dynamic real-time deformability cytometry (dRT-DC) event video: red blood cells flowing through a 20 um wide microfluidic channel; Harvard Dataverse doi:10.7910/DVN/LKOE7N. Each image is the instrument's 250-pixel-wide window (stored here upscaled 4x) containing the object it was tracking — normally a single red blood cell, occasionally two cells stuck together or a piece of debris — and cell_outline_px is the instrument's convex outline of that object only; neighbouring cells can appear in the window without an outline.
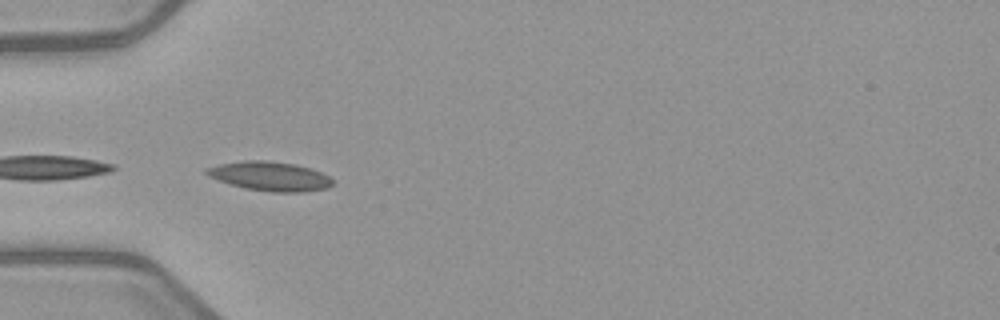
{"species": "common noctule bat (a hibernating species)", "species_latin": "Nyctalus noctula", "temperature_condition": "warm", "stored_images_in_passage": 2, "camera_frame_rate_fps": 3000, "um_per_image_px": 0.085, "animal": {"sex": "female", "body_mass_g": 21.9}, "frame": {"image": 1, "passage_image": 2, "time_ms": 1.333, "image_size_px": [1000, 320], "cell_outline_px": [[332, 184], [328, 188], [304, 192], [272, 192], [244, 188], [208, 176], [204, 172], [204, 168], [220, 164], [244, 160], [268, 160], [296, 164], [312, 168], [328, 176], [332, 180]], "centroid_in_image_um": [22.95, 14.97], "position_along_channel_um": 62.1, "area_um2": 21.5}}